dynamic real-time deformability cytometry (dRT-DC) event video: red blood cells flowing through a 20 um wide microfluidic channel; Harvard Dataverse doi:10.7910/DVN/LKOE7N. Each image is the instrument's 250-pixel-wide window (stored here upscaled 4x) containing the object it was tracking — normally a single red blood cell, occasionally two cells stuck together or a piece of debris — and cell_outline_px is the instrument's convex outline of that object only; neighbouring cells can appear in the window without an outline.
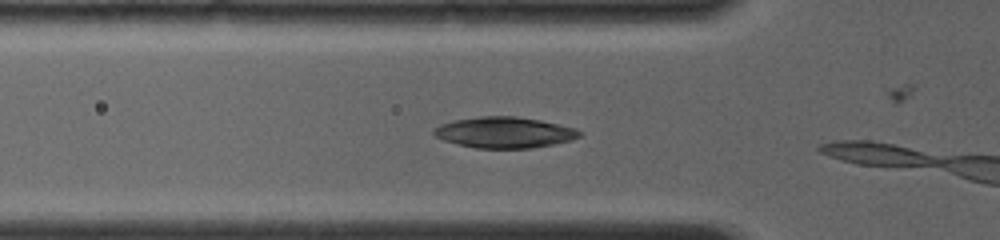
{"species": "common noctule bat (a hibernating species)", "species_latin": "Nyctalus noctula", "temperature_condition": "room temperature", "stored_images_in_passage": 11, "camera_frame_rate_fps": 4000, "um_per_image_px": 0.085, "animal": {"sex": "female", "body_mass_g": 19.0, "forearm_length_mm": 56.7}, "frame": {"image": 1, "passage_image": 10, "time_ms": 2.75, "image_size_px": [1000, 240], "cell_outline_px": [[584, 132], [580, 136], [572, 140], [532, 148], [476, 148], [444, 140], [436, 136], [432, 132], [432, 128], [440, 124], [456, 120], [480, 116], [516, 116], [540, 120], [560, 124], [576, 128]], "centroid_in_image_um": [42.91, 11.25], "position_along_channel_um": 82.9, "area_um2": 26.3}}